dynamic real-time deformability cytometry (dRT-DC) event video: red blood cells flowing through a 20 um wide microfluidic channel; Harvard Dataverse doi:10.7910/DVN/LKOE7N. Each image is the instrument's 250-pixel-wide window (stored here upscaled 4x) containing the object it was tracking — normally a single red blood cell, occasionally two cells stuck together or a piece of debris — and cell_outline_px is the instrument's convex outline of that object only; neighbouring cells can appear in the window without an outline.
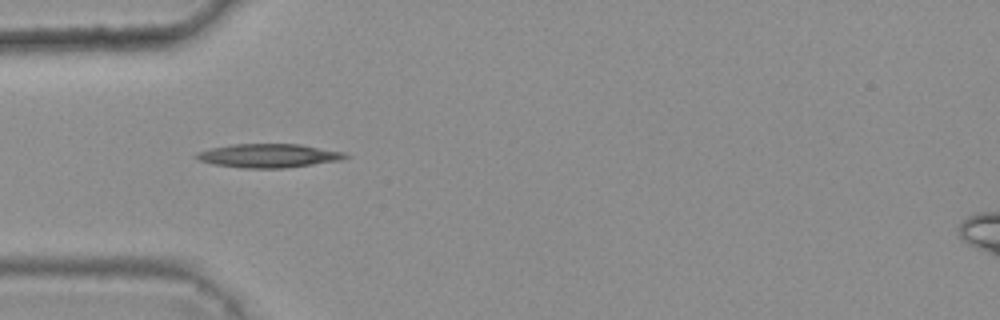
{"species": "common noctule bat (a hibernating species)", "species_latin": "Nyctalus noctula", "temperature_condition": "warm", "stored_images_in_passage": 2, "camera_frame_rate_fps": 3000, "um_per_image_px": 0.085, "animal": {"sex": "female", "body_mass_g": 25.1}, "frame": {"image": 1, "passage_image": 1, "time_ms": 0.0, "image_size_px": [1000, 320], "cell_outline_px": [[352, 156], [340, 160], [284, 168], [244, 168], [212, 164], [200, 160], [192, 156], [196, 152], [212, 148], [232, 144], [300, 144], [344, 152]], "centroid_in_image_um": [22.81, 13.23], "position_along_channel_um": 62.2, "area_um2": 20.58}}
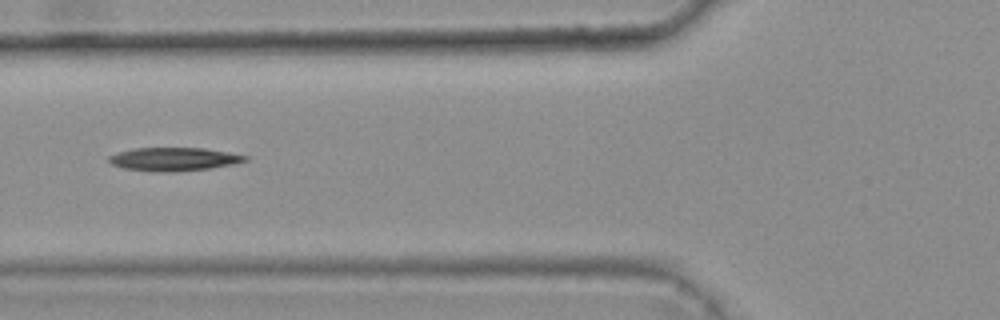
{"frame": {"image": 2, "passage_image": 2, "time_ms": 0.333, "image_size_px": [1000, 320], "cell_outline_px": [[248, 160], [232, 164], [208, 168], [172, 172], [160, 172], [124, 168], [112, 164], [108, 160], [108, 156], [120, 152], [136, 148], [204, 148], [228, 152], [248, 156]], "centroid_in_image_um": [14.78, 13.52], "position_along_channel_um": 111.0, "area_um2": 18.26}}